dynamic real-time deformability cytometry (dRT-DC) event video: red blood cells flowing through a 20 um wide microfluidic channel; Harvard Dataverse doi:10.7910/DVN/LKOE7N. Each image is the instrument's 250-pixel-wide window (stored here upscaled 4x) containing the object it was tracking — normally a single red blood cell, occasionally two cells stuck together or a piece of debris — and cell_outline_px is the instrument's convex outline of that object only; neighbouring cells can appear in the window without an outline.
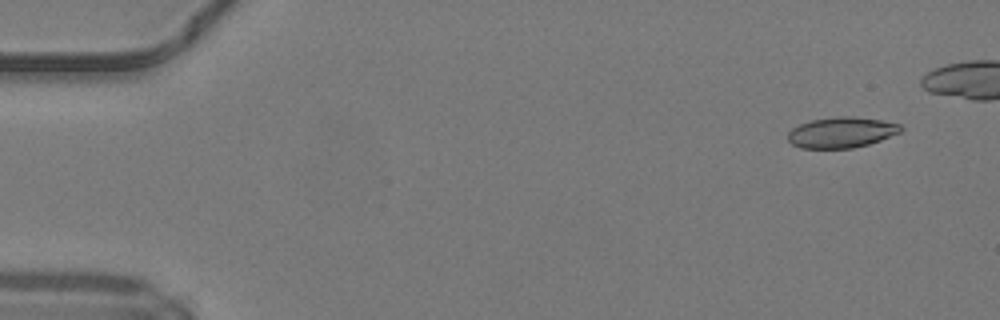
{"species": "common noctule bat (a hibernating species)", "species_latin": "Nyctalus noctula", "temperature_condition": "warm", "stored_images_in_passage": 40, "camera_frame_rate_fps": 3000, "um_per_image_px": 0.085, "animal": {"sex": "male", "body_mass_g": 19.2, "forearm_length_mm": 51.8}, "frame": {"image": 1, "passage_image": 1, "time_ms": 0.0, "image_size_px": [1000, 320], "cell_outline_px": [[904, 128], [900, 132], [880, 140], [868, 144], [852, 148], [800, 148], [792, 144], [788, 140], [788, 132], [792, 128], [800, 124], [812, 120], [836, 116], [852, 116], [880, 120], [900, 124]], "centroid_in_image_um": [71.51, 11.25], "position_along_channel_um": 13.5, "area_um2": 20.11}}
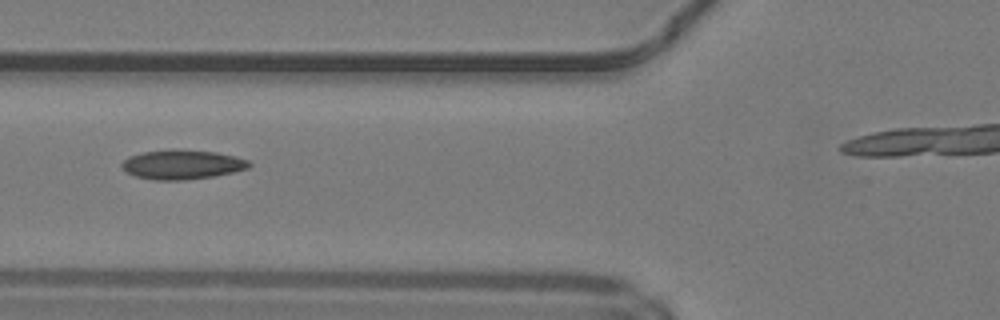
{"frame": {"image": 2, "passage_image": 17, "time_ms": 5.333, "image_size_px": [1000, 320], "cell_outline_px": [[252, 164], [248, 168], [232, 172], [212, 176], [184, 180], [156, 180], [136, 176], [128, 172], [120, 164], [128, 156], [144, 152], [172, 148], [176, 148], [216, 152], [236, 156], [248, 160]], "centroid_in_image_um": [15.49, 13.96], "position_along_channel_um": 110.3, "area_um2": 21.85}}
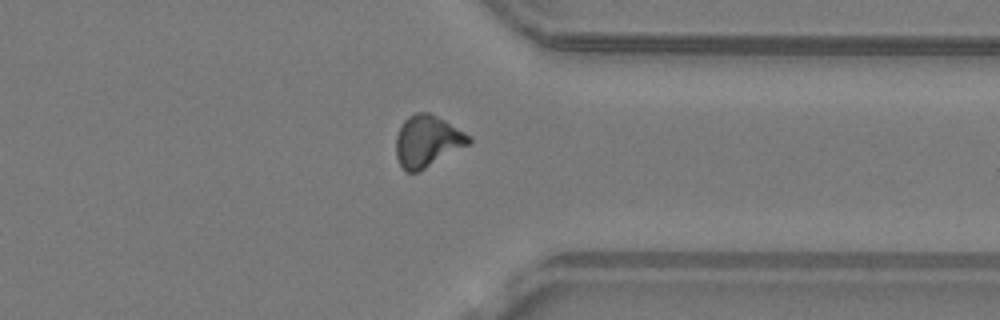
{"frame": {"image": 3, "passage_image": 36, "time_ms": 11.667, "image_size_px": [1000, 320], "cell_outline_px": [[472, 144], [416, 172], [404, 172], [396, 156], [396, 136], [404, 120], [408, 116], [416, 112], [428, 112], [444, 120], [472, 136]], "centroid_in_image_um": [36.34, 12.0], "position_along_channel_um": 375.1, "area_um2": 21.91}}